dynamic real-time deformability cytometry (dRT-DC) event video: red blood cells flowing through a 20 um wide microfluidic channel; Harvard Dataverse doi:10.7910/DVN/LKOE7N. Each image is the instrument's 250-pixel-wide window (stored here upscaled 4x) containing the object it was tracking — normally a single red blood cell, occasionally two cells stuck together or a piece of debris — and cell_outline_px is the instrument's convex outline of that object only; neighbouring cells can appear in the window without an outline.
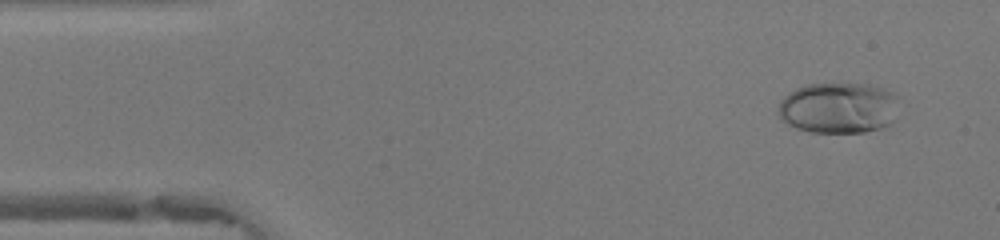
{"species": "human", "species_latin": "Homo sapiens", "temperature_condition": "warm", "stored_images_in_passage": 48, "camera_frame_rate_fps": 3000, "um_per_image_px": 0.085, "donor": {"sex": "female"}, "frame": {"image": 1, "passage_image": 4, "time_ms": 1.0, "image_size_px": [1000, 240], "cell_outline_px": [[888, 124], [864, 132], [812, 132], [800, 128], [784, 120], [780, 116], [780, 104], [784, 96], [796, 88], [808, 84], [860, 84], [876, 88], [884, 92]], "centroid_in_image_um": [70.98, 9.18], "position_along_channel_um": 14.0, "area_um2": 32.66}}
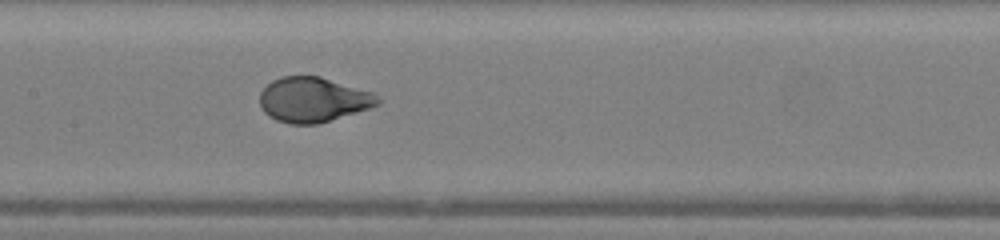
{"frame": {"image": 2, "passage_image": 23, "time_ms": 7.333, "image_size_px": [1000, 240], "cell_outline_px": [[380, 104], [372, 108], [316, 124], [288, 124], [276, 120], [268, 116], [264, 112], [260, 104], [260, 92], [272, 80], [280, 76], [320, 76], [372, 92], [380, 96]], "centroid_in_image_um": [26.63, 8.47], "position_along_channel_um": 180.8, "area_um2": 31.04}}
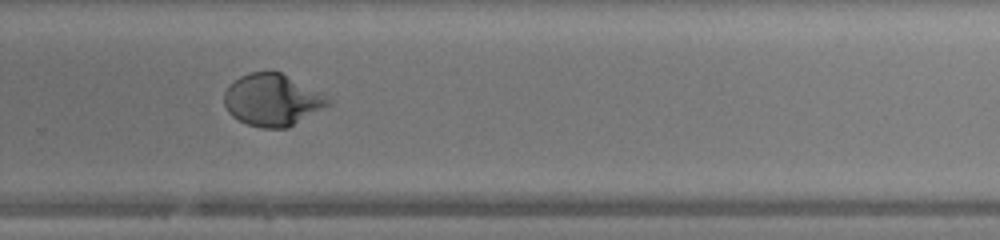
{"frame": {"image": 3, "passage_image": 32, "time_ms": 10.333, "image_size_px": [1000, 240], "cell_outline_px": [[332, 104], [288, 128], [260, 128], [248, 124], [232, 116], [228, 112], [224, 104], [224, 92], [240, 76], [248, 72], [280, 72], [320, 92]], "centroid_in_image_um": [23.14, 8.52], "position_along_channel_um": 306.7, "area_um2": 31.15}, "authors_computed_cell_mechanics": {"area_um2": 31.0964, "velocity_mm_per_s": 4.2148, "shape_relaxation_time_tau1_ms": 4.8921, "shape_relaxation_time_tau2_ms": null, "deformation_change_tau1": 0.2542, "deformation_change_tau2": null}}